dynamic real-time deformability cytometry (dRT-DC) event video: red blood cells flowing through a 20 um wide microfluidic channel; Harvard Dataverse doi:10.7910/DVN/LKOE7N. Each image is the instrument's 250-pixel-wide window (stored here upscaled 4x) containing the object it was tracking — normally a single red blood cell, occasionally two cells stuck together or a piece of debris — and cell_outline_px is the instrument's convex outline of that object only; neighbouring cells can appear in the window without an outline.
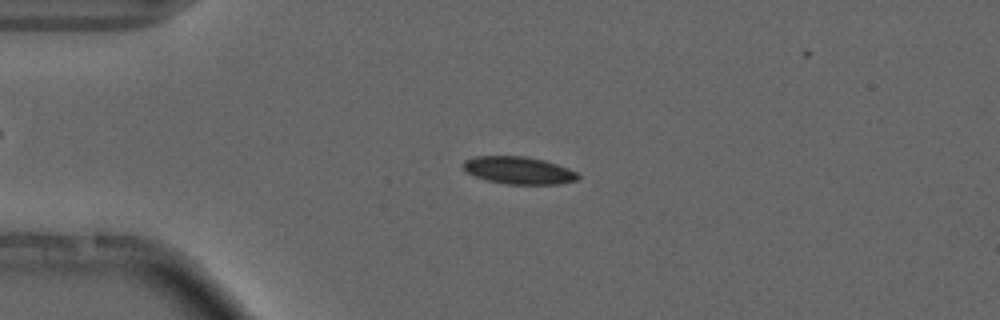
{"species": "common noctule bat (a hibernating species)", "species_latin": "Nyctalus noctula", "temperature_condition": "cold", "stored_images_in_passage": 5, "camera_frame_rate_fps": 3000, "um_per_image_px": 0.085, "animal": {"sex": "male", "forearm_length_mm": 52.5}, "frame": {"image": 1, "passage_image": 3, "time_ms": 2.333, "image_size_px": [1000, 320], "cell_outline_px": [[580, 176], [576, 180], [560, 184], [504, 184], [488, 180], [476, 176], [468, 172], [464, 168], [464, 160], [476, 156], [524, 156], [544, 160], [568, 168], [576, 172]], "centroid_in_image_um": [44.11, 14.48], "position_along_channel_um": 40.9, "area_um2": 18.15}}